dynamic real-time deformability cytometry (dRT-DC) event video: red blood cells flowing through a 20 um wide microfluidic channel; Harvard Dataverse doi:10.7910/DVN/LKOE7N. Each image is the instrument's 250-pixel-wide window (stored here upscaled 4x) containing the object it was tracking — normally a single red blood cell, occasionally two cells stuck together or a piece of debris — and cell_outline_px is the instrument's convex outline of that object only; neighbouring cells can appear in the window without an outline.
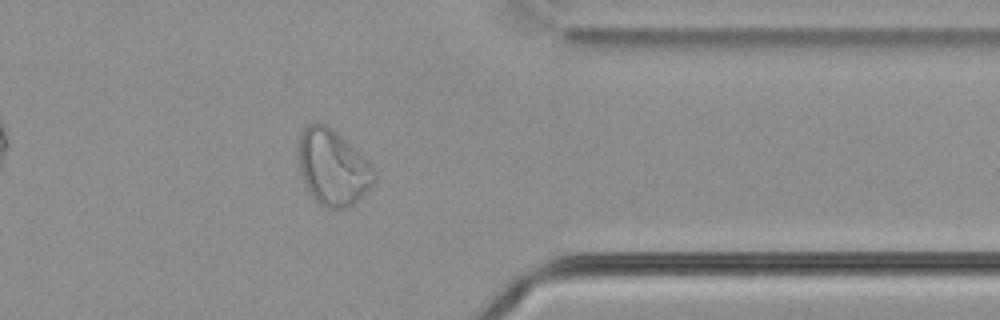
{"species": "common noctule bat (a hibernating species)", "species_latin": "Nyctalus noctula", "temperature_condition": "cold", "stored_images_in_passage": 48, "camera_frame_rate_fps": 3000, "um_per_image_px": 0.085, "animal": {"sex": "male", "body_mass_g": 21.5, "forearm_length_mm": 52.0}, "frame": {"image": 1, "passage_image": 37, "time_ms": 12.0, "image_size_px": [1000, 320], "cell_outline_px": [[376, 176], [372, 184], [348, 208], [328, 208], [320, 204], [308, 192], [304, 184], [296, 160], [296, 156], [300, 132], [308, 124], [316, 120], [332, 128], [372, 168]], "centroid_in_image_um": [28.17, 14.21], "position_along_channel_um": 383.2, "area_um2": 33.0}}
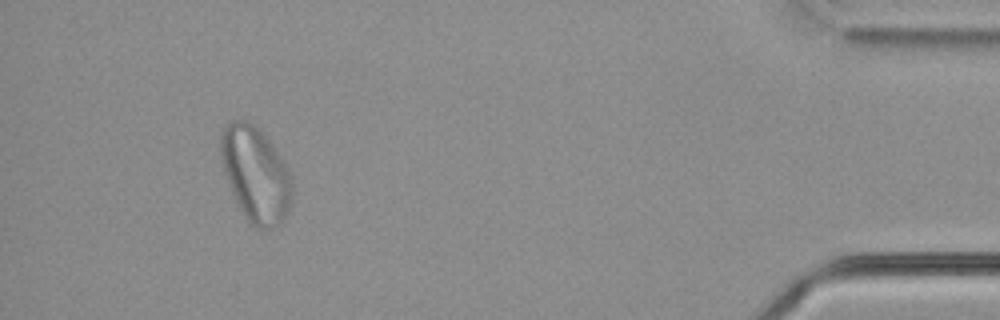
{"frame": {"image": 2, "passage_image": 44, "time_ms": 14.333, "image_size_px": [1000, 320], "cell_outline_px": [[292, 204], [284, 220], [280, 224], [272, 228], [256, 228], [248, 224], [232, 192], [224, 172], [220, 160], [220, 132], [224, 124], [232, 120], [248, 120], [268, 140], [280, 156], [292, 176]], "centroid_in_image_um": [21.71, 14.84], "position_along_channel_um": 413.5, "area_um2": 39.88}}